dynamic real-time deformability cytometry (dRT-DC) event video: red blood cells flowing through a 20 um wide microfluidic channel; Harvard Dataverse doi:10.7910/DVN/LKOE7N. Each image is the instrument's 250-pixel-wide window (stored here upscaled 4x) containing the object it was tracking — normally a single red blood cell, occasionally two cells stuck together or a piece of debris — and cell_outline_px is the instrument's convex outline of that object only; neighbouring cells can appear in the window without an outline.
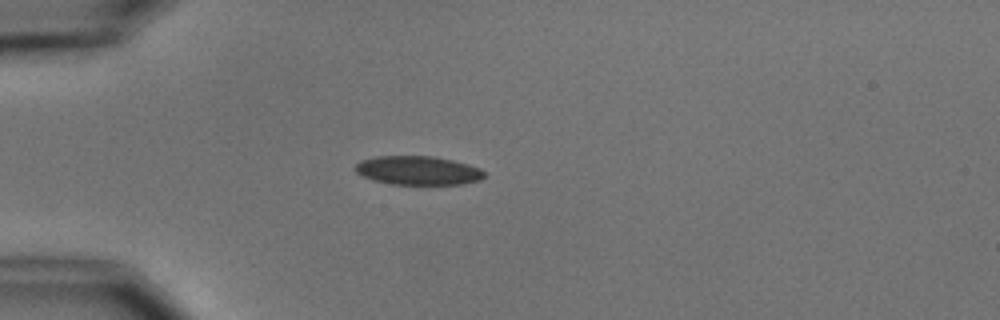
{"species": "common noctule bat (a hibernating species)", "species_latin": "Nyctalus noctula", "temperature_condition": "cold", "stored_images_in_passage": 2, "camera_frame_rate_fps": 3000, "um_per_image_px": 0.085, "animal": {"sex": "male", "body_mass_g": 15.6}, "frame": {"image": 1, "passage_image": 1, "time_ms": 0.0, "image_size_px": [1000, 320], "cell_outline_px": [[484, 176], [480, 180], [464, 184], [392, 184], [372, 180], [356, 172], [356, 164], [360, 160], [376, 156], [432, 156], [452, 160], [468, 164], [480, 168], [484, 172]], "centroid_in_image_um": [35.53, 14.49], "position_along_channel_um": 49.5, "area_um2": 21.62}}